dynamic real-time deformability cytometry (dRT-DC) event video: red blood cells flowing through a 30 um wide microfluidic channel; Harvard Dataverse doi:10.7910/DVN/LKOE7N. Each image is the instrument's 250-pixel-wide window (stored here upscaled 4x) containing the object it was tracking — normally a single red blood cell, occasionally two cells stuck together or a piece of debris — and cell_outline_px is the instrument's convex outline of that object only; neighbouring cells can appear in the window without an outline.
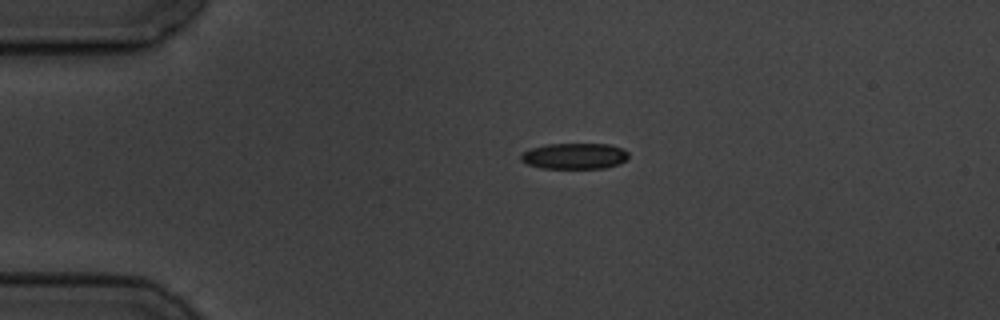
{"species": "common noctule bat (a hibernating species)", "species_latin": "Nyctalus noctula", "temperature_condition": "cold", "stored_images_in_passage": 2, "camera_frame_rate_fps": 3000, "um_per_image_px": 0.085, "animal": {"sex": "male", "body_mass_g": 19.5, "forearm_length_mm": 54.6}, "frame": {"image": 1, "passage_image": 1, "time_ms": 0.0, "image_size_px": [1000, 320], "cell_outline_px": [[628, 156], [620, 164], [604, 168], [540, 168], [528, 164], [520, 160], [520, 156], [524, 152], [532, 148], [544, 144], [608, 144], [624, 148], [628, 152]], "centroid_in_image_um": [48.84, 13.26], "position_along_channel_um": 36.2, "area_um2": 16.3}}